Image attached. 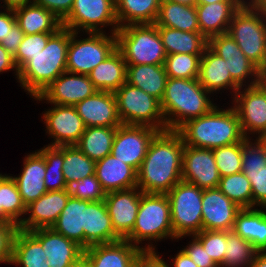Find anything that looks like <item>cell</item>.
Returning <instances> with one entry per match:
<instances>
[{"instance_id": "64", "label": "cell", "mask_w": 266, "mask_h": 267, "mask_svg": "<svg viewBox=\"0 0 266 267\" xmlns=\"http://www.w3.org/2000/svg\"><path fill=\"white\" fill-rule=\"evenodd\" d=\"M73 267H88V265L86 264V262L83 260L80 263H78L77 265L73 266Z\"/></svg>"}, {"instance_id": "23", "label": "cell", "mask_w": 266, "mask_h": 267, "mask_svg": "<svg viewBox=\"0 0 266 267\" xmlns=\"http://www.w3.org/2000/svg\"><path fill=\"white\" fill-rule=\"evenodd\" d=\"M142 252L140 247L121 239L84 249V261L88 267H134Z\"/></svg>"}, {"instance_id": "50", "label": "cell", "mask_w": 266, "mask_h": 267, "mask_svg": "<svg viewBox=\"0 0 266 267\" xmlns=\"http://www.w3.org/2000/svg\"><path fill=\"white\" fill-rule=\"evenodd\" d=\"M17 230V225L0 221V263L11 264L13 241Z\"/></svg>"}, {"instance_id": "25", "label": "cell", "mask_w": 266, "mask_h": 267, "mask_svg": "<svg viewBox=\"0 0 266 267\" xmlns=\"http://www.w3.org/2000/svg\"><path fill=\"white\" fill-rule=\"evenodd\" d=\"M23 161L22 173L17 177H11L19 189L23 203L27 206L47 192L44 183L46 166L44 157L38 151L27 154Z\"/></svg>"}, {"instance_id": "1", "label": "cell", "mask_w": 266, "mask_h": 267, "mask_svg": "<svg viewBox=\"0 0 266 267\" xmlns=\"http://www.w3.org/2000/svg\"><path fill=\"white\" fill-rule=\"evenodd\" d=\"M184 141L177 130L158 131L137 171L143 193L167 194L182 180Z\"/></svg>"}, {"instance_id": "34", "label": "cell", "mask_w": 266, "mask_h": 267, "mask_svg": "<svg viewBox=\"0 0 266 267\" xmlns=\"http://www.w3.org/2000/svg\"><path fill=\"white\" fill-rule=\"evenodd\" d=\"M168 76L164 65H127L126 83L162 100Z\"/></svg>"}, {"instance_id": "43", "label": "cell", "mask_w": 266, "mask_h": 267, "mask_svg": "<svg viewBox=\"0 0 266 267\" xmlns=\"http://www.w3.org/2000/svg\"><path fill=\"white\" fill-rule=\"evenodd\" d=\"M259 251L233 230L227 231L223 267H249Z\"/></svg>"}, {"instance_id": "20", "label": "cell", "mask_w": 266, "mask_h": 267, "mask_svg": "<svg viewBox=\"0 0 266 267\" xmlns=\"http://www.w3.org/2000/svg\"><path fill=\"white\" fill-rule=\"evenodd\" d=\"M251 139L242 141V172L251 183L255 208L266 203V146L258 138Z\"/></svg>"}, {"instance_id": "29", "label": "cell", "mask_w": 266, "mask_h": 267, "mask_svg": "<svg viewBox=\"0 0 266 267\" xmlns=\"http://www.w3.org/2000/svg\"><path fill=\"white\" fill-rule=\"evenodd\" d=\"M118 240L104 200L91 201L85 209V249Z\"/></svg>"}, {"instance_id": "9", "label": "cell", "mask_w": 266, "mask_h": 267, "mask_svg": "<svg viewBox=\"0 0 266 267\" xmlns=\"http://www.w3.org/2000/svg\"><path fill=\"white\" fill-rule=\"evenodd\" d=\"M115 96L122 124L149 126L158 131L166 130L158 99L128 83H124L115 92Z\"/></svg>"}, {"instance_id": "31", "label": "cell", "mask_w": 266, "mask_h": 267, "mask_svg": "<svg viewBox=\"0 0 266 267\" xmlns=\"http://www.w3.org/2000/svg\"><path fill=\"white\" fill-rule=\"evenodd\" d=\"M91 201H84L72 196L51 227L55 232L78 243L85 249V209Z\"/></svg>"}, {"instance_id": "47", "label": "cell", "mask_w": 266, "mask_h": 267, "mask_svg": "<svg viewBox=\"0 0 266 267\" xmlns=\"http://www.w3.org/2000/svg\"><path fill=\"white\" fill-rule=\"evenodd\" d=\"M219 266L223 267L224 252L227 245V231L202 230L193 235Z\"/></svg>"}, {"instance_id": "33", "label": "cell", "mask_w": 266, "mask_h": 267, "mask_svg": "<svg viewBox=\"0 0 266 267\" xmlns=\"http://www.w3.org/2000/svg\"><path fill=\"white\" fill-rule=\"evenodd\" d=\"M232 230L259 252H266V211L262 208L241 209Z\"/></svg>"}, {"instance_id": "21", "label": "cell", "mask_w": 266, "mask_h": 267, "mask_svg": "<svg viewBox=\"0 0 266 267\" xmlns=\"http://www.w3.org/2000/svg\"><path fill=\"white\" fill-rule=\"evenodd\" d=\"M69 189L47 191L36 201L26 206L28 217L22 220L18 229L31 231L40 228H51L58 219L70 197Z\"/></svg>"}, {"instance_id": "35", "label": "cell", "mask_w": 266, "mask_h": 267, "mask_svg": "<svg viewBox=\"0 0 266 267\" xmlns=\"http://www.w3.org/2000/svg\"><path fill=\"white\" fill-rule=\"evenodd\" d=\"M156 26L174 28L185 32H200L195 6L161 0Z\"/></svg>"}, {"instance_id": "24", "label": "cell", "mask_w": 266, "mask_h": 267, "mask_svg": "<svg viewBox=\"0 0 266 267\" xmlns=\"http://www.w3.org/2000/svg\"><path fill=\"white\" fill-rule=\"evenodd\" d=\"M241 209L218 188L203 189V230H232L236 215Z\"/></svg>"}, {"instance_id": "16", "label": "cell", "mask_w": 266, "mask_h": 267, "mask_svg": "<svg viewBox=\"0 0 266 267\" xmlns=\"http://www.w3.org/2000/svg\"><path fill=\"white\" fill-rule=\"evenodd\" d=\"M97 90L88 75L65 71L43 92L33 97L35 100L52 104L75 106L78 102L92 96Z\"/></svg>"}, {"instance_id": "49", "label": "cell", "mask_w": 266, "mask_h": 267, "mask_svg": "<svg viewBox=\"0 0 266 267\" xmlns=\"http://www.w3.org/2000/svg\"><path fill=\"white\" fill-rule=\"evenodd\" d=\"M68 189L72 197L84 201L104 200L106 195L95 174L71 184Z\"/></svg>"}, {"instance_id": "3", "label": "cell", "mask_w": 266, "mask_h": 267, "mask_svg": "<svg viewBox=\"0 0 266 267\" xmlns=\"http://www.w3.org/2000/svg\"><path fill=\"white\" fill-rule=\"evenodd\" d=\"M177 131L185 145L212 150L245 139L233 106L225 110L216 105L209 113L187 121Z\"/></svg>"}, {"instance_id": "48", "label": "cell", "mask_w": 266, "mask_h": 267, "mask_svg": "<svg viewBox=\"0 0 266 267\" xmlns=\"http://www.w3.org/2000/svg\"><path fill=\"white\" fill-rule=\"evenodd\" d=\"M54 33H38L33 35L25 34L18 48V51L13 56L14 63L19 70L30 57L37 55L46 46L48 39Z\"/></svg>"}, {"instance_id": "12", "label": "cell", "mask_w": 266, "mask_h": 267, "mask_svg": "<svg viewBox=\"0 0 266 267\" xmlns=\"http://www.w3.org/2000/svg\"><path fill=\"white\" fill-rule=\"evenodd\" d=\"M233 96V108L239 117L244 137L251 138V134H256V138L260 139L266 134V94L254 85L241 87Z\"/></svg>"}, {"instance_id": "53", "label": "cell", "mask_w": 266, "mask_h": 267, "mask_svg": "<svg viewBox=\"0 0 266 267\" xmlns=\"http://www.w3.org/2000/svg\"><path fill=\"white\" fill-rule=\"evenodd\" d=\"M24 32L16 23L11 30H9L8 35L6 38L0 42V44L11 54L15 55L18 51V48L23 40Z\"/></svg>"}, {"instance_id": "55", "label": "cell", "mask_w": 266, "mask_h": 267, "mask_svg": "<svg viewBox=\"0 0 266 267\" xmlns=\"http://www.w3.org/2000/svg\"><path fill=\"white\" fill-rule=\"evenodd\" d=\"M4 12H0V42L9 33V30L17 23L14 11L12 9H3Z\"/></svg>"}, {"instance_id": "14", "label": "cell", "mask_w": 266, "mask_h": 267, "mask_svg": "<svg viewBox=\"0 0 266 267\" xmlns=\"http://www.w3.org/2000/svg\"><path fill=\"white\" fill-rule=\"evenodd\" d=\"M208 47L227 62L231 78L240 87L256 85L261 70L244 55L228 33L210 37ZM248 78H251V81ZM245 79L249 80L250 84Z\"/></svg>"}, {"instance_id": "65", "label": "cell", "mask_w": 266, "mask_h": 267, "mask_svg": "<svg viewBox=\"0 0 266 267\" xmlns=\"http://www.w3.org/2000/svg\"><path fill=\"white\" fill-rule=\"evenodd\" d=\"M260 140L263 142V144L266 146V134L263 135Z\"/></svg>"}, {"instance_id": "59", "label": "cell", "mask_w": 266, "mask_h": 267, "mask_svg": "<svg viewBox=\"0 0 266 267\" xmlns=\"http://www.w3.org/2000/svg\"><path fill=\"white\" fill-rule=\"evenodd\" d=\"M250 2L245 1V3L256 11H261L263 13H266V0H249Z\"/></svg>"}, {"instance_id": "5", "label": "cell", "mask_w": 266, "mask_h": 267, "mask_svg": "<svg viewBox=\"0 0 266 267\" xmlns=\"http://www.w3.org/2000/svg\"><path fill=\"white\" fill-rule=\"evenodd\" d=\"M168 237L174 239L168 196L142 192L135 225L125 239L143 251H155L156 247L151 240L156 243ZM145 240L151 244L144 247L138 245Z\"/></svg>"}, {"instance_id": "58", "label": "cell", "mask_w": 266, "mask_h": 267, "mask_svg": "<svg viewBox=\"0 0 266 267\" xmlns=\"http://www.w3.org/2000/svg\"><path fill=\"white\" fill-rule=\"evenodd\" d=\"M4 2L3 8L5 9H17L27 4L33 3L34 0H2Z\"/></svg>"}, {"instance_id": "28", "label": "cell", "mask_w": 266, "mask_h": 267, "mask_svg": "<svg viewBox=\"0 0 266 267\" xmlns=\"http://www.w3.org/2000/svg\"><path fill=\"white\" fill-rule=\"evenodd\" d=\"M198 80L211 94L217 91L220 92L221 89H231L235 95L241 88L231 78L227 62L209 47L205 49L204 54L201 56Z\"/></svg>"}, {"instance_id": "10", "label": "cell", "mask_w": 266, "mask_h": 267, "mask_svg": "<svg viewBox=\"0 0 266 267\" xmlns=\"http://www.w3.org/2000/svg\"><path fill=\"white\" fill-rule=\"evenodd\" d=\"M87 38L77 39L78 32L70 30L66 70L71 73L88 75L117 48V36L106 32H89Z\"/></svg>"}, {"instance_id": "2", "label": "cell", "mask_w": 266, "mask_h": 267, "mask_svg": "<svg viewBox=\"0 0 266 267\" xmlns=\"http://www.w3.org/2000/svg\"><path fill=\"white\" fill-rule=\"evenodd\" d=\"M70 29L60 28L37 55L30 57L19 70L18 81L30 96L40 95L66 70Z\"/></svg>"}, {"instance_id": "60", "label": "cell", "mask_w": 266, "mask_h": 267, "mask_svg": "<svg viewBox=\"0 0 266 267\" xmlns=\"http://www.w3.org/2000/svg\"><path fill=\"white\" fill-rule=\"evenodd\" d=\"M249 267H266V252H259Z\"/></svg>"}, {"instance_id": "45", "label": "cell", "mask_w": 266, "mask_h": 267, "mask_svg": "<svg viewBox=\"0 0 266 267\" xmlns=\"http://www.w3.org/2000/svg\"><path fill=\"white\" fill-rule=\"evenodd\" d=\"M203 54H169L164 67L168 78L198 79Z\"/></svg>"}, {"instance_id": "30", "label": "cell", "mask_w": 266, "mask_h": 267, "mask_svg": "<svg viewBox=\"0 0 266 267\" xmlns=\"http://www.w3.org/2000/svg\"><path fill=\"white\" fill-rule=\"evenodd\" d=\"M126 75L127 64L121 51L116 48L88 74V77L97 91L115 93L126 83Z\"/></svg>"}, {"instance_id": "51", "label": "cell", "mask_w": 266, "mask_h": 267, "mask_svg": "<svg viewBox=\"0 0 266 267\" xmlns=\"http://www.w3.org/2000/svg\"><path fill=\"white\" fill-rule=\"evenodd\" d=\"M183 250L195 262L198 267H219L203 248L202 244L194 237Z\"/></svg>"}, {"instance_id": "13", "label": "cell", "mask_w": 266, "mask_h": 267, "mask_svg": "<svg viewBox=\"0 0 266 267\" xmlns=\"http://www.w3.org/2000/svg\"><path fill=\"white\" fill-rule=\"evenodd\" d=\"M157 132L149 126L122 124L116 129L111 154L138 171Z\"/></svg>"}, {"instance_id": "39", "label": "cell", "mask_w": 266, "mask_h": 267, "mask_svg": "<svg viewBox=\"0 0 266 267\" xmlns=\"http://www.w3.org/2000/svg\"><path fill=\"white\" fill-rule=\"evenodd\" d=\"M118 127H86L75 144L87 157L95 162L111 154L112 144Z\"/></svg>"}, {"instance_id": "62", "label": "cell", "mask_w": 266, "mask_h": 267, "mask_svg": "<svg viewBox=\"0 0 266 267\" xmlns=\"http://www.w3.org/2000/svg\"><path fill=\"white\" fill-rule=\"evenodd\" d=\"M170 1L180 3L183 5H188V6H196L197 0H170Z\"/></svg>"}, {"instance_id": "17", "label": "cell", "mask_w": 266, "mask_h": 267, "mask_svg": "<svg viewBox=\"0 0 266 267\" xmlns=\"http://www.w3.org/2000/svg\"><path fill=\"white\" fill-rule=\"evenodd\" d=\"M220 178L212 149L184 145L182 181L210 189L218 188Z\"/></svg>"}, {"instance_id": "61", "label": "cell", "mask_w": 266, "mask_h": 267, "mask_svg": "<svg viewBox=\"0 0 266 267\" xmlns=\"http://www.w3.org/2000/svg\"><path fill=\"white\" fill-rule=\"evenodd\" d=\"M256 85L266 94V70L259 72Z\"/></svg>"}, {"instance_id": "7", "label": "cell", "mask_w": 266, "mask_h": 267, "mask_svg": "<svg viewBox=\"0 0 266 267\" xmlns=\"http://www.w3.org/2000/svg\"><path fill=\"white\" fill-rule=\"evenodd\" d=\"M227 33L253 64L266 70V13L244 2L233 14Z\"/></svg>"}, {"instance_id": "11", "label": "cell", "mask_w": 266, "mask_h": 267, "mask_svg": "<svg viewBox=\"0 0 266 267\" xmlns=\"http://www.w3.org/2000/svg\"><path fill=\"white\" fill-rule=\"evenodd\" d=\"M110 25L111 33L116 34L120 27L115 0H74L71 12L62 21V27L79 33H103V28Z\"/></svg>"}, {"instance_id": "41", "label": "cell", "mask_w": 266, "mask_h": 267, "mask_svg": "<svg viewBox=\"0 0 266 267\" xmlns=\"http://www.w3.org/2000/svg\"><path fill=\"white\" fill-rule=\"evenodd\" d=\"M63 175L67 186L95 174V161L81 152L76 145H64Z\"/></svg>"}, {"instance_id": "4", "label": "cell", "mask_w": 266, "mask_h": 267, "mask_svg": "<svg viewBox=\"0 0 266 267\" xmlns=\"http://www.w3.org/2000/svg\"><path fill=\"white\" fill-rule=\"evenodd\" d=\"M209 94L198 79L168 78L160 101L166 130H178L187 121L209 113L216 106Z\"/></svg>"}, {"instance_id": "37", "label": "cell", "mask_w": 266, "mask_h": 267, "mask_svg": "<svg viewBox=\"0 0 266 267\" xmlns=\"http://www.w3.org/2000/svg\"><path fill=\"white\" fill-rule=\"evenodd\" d=\"M161 0H115L119 27L131 24H155Z\"/></svg>"}, {"instance_id": "40", "label": "cell", "mask_w": 266, "mask_h": 267, "mask_svg": "<svg viewBox=\"0 0 266 267\" xmlns=\"http://www.w3.org/2000/svg\"><path fill=\"white\" fill-rule=\"evenodd\" d=\"M26 215L15 181L9 175L0 174V221L10 222L19 226ZM23 217V218H22Z\"/></svg>"}, {"instance_id": "8", "label": "cell", "mask_w": 266, "mask_h": 267, "mask_svg": "<svg viewBox=\"0 0 266 267\" xmlns=\"http://www.w3.org/2000/svg\"><path fill=\"white\" fill-rule=\"evenodd\" d=\"M202 194L203 189L182 180L166 194L175 240L203 230Z\"/></svg>"}, {"instance_id": "6", "label": "cell", "mask_w": 266, "mask_h": 267, "mask_svg": "<svg viewBox=\"0 0 266 267\" xmlns=\"http://www.w3.org/2000/svg\"><path fill=\"white\" fill-rule=\"evenodd\" d=\"M127 65H164L167 56L155 24H131L116 32Z\"/></svg>"}, {"instance_id": "27", "label": "cell", "mask_w": 266, "mask_h": 267, "mask_svg": "<svg viewBox=\"0 0 266 267\" xmlns=\"http://www.w3.org/2000/svg\"><path fill=\"white\" fill-rule=\"evenodd\" d=\"M95 175L106 193L137 187V171L112 154L95 162Z\"/></svg>"}, {"instance_id": "22", "label": "cell", "mask_w": 266, "mask_h": 267, "mask_svg": "<svg viewBox=\"0 0 266 267\" xmlns=\"http://www.w3.org/2000/svg\"><path fill=\"white\" fill-rule=\"evenodd\" d=\"M74 107L85 127H119L122 125L118 115L116 96L113 92L96 91Z\"/></svg>"}, {"instance_id": "18", "label": "cell", "mask_w": 266, "mask_h": 267, "mask_svg": "<svg viewBox=\"0 0 266 267\" xmlns=\"http://www.w3.org/2000/svg\"><path fill=\"white\" fill-rule=\"evenodd\" d=\"M142 191L137 188L112 191L105 195L106 204L111 223L115 233L125 239L136 222L140 206Z\"/></svg>"}, {"instance_id": "54", "label": "cell", "mask_w": 266, "mask_h": 267, "mask_svg": "<svg viewBox=\"0 0 266 267\" xmlns=\"http://www.w3.org/2000/svg\"><path fill=\"white\" fill-rule=\"evenodd\" d=\"M136 264L139 267H170L162 257L159 256L158 252L155 251H143Z\"/></svg>"}, {"instance_id": "32", "label": "cell", "mask_w": 266, "mask_h": 267, "mask_svg": "<svg viewBox=\"0 0 266 267\" xmlns=\"http://www.w3.org/2000/svg\"><path fill=\"white\" fill-rule=\"evenodd\" d=\"M13 11L16 22L24 34L56 33L62 28V21L60 19L49 10L34 2Z\"/></svg>"}, {"instance_id": "63", "label": "cell", "mask_w": 266, "mask_h": 267, "mask_svg": "<svg viewBox=\"0 0 266 267\" xmlns=\"http://www.w3.org/2000/svg\"><path fill=\"white\" fill-rule=\"evenodd\" d=\"M220 1H245V0H197L196 4H211Z\"/></svg>"}, {"instance_id": "57", "label": "cell", "mask_w": 266, "mask_h": 267, "mask_svg": "<svg viewBox=\"0 0 266 267\" xmlns=\"http://www.w3.org/2000/svg\"><path fill=\"white\" fill-rule=\"evenodd\" d=\"M170 259H173V267H198L183 249L176 254L175 258Z\"/></svg>"}, {"instance_id": "36", "label": "cell", "mask_w": 266, "mask_h": 267, "mask_svg": "<svg viewBox=\"0 0 266 267\" xmlns=\"http://www.w3.org/2000/svg\"><path fill=\"white\" fill-rule=\"evenodd\" d=\"M167 55L204 54L208 39L200 32H185L174 28L157 26Z\"/></svg>"}, {"instance_id": "52", "label": "cell", "mask_w": 266, "mask_h": 267, "mask_svg": "<svg viewBox=\"0 0 266 267\" xmlns=\"http://www.w3.org/2000/svg\"><path fill=\"white\" fill-rule=\"evenodd\" d=\"M33 2L49 10L63 21L71 12L74 0H34Z\"/></svg>"}, {"instance_id": "56", "label": "cell", "mask_w": 266, "mask_h": 267, "mask_svg": "<svg viewBox=\"0 0 266 267\" xmlns=\"http://www.w3.org/2000/svg\"><path fill=\"white\" fill-rule=\"evenodd\" d=\"M15 71V75L18 78V69L14 63L13 55H11L1 44H0V73L6 71Z\"/></svg>"}, {"instance_id": "46", "label": "cell", "mask_w": 266, "mask_h": 267, "mask_svg": "<svg viewBox=\"0 0 266 267\" xmlns=\"http://www.w3.org/2000/svg\"><path fill=\"white\" fill-rule=\"evenodd\" d=\"M220 177L242 171V142L213 149Z\"/></svg>"}, {"instance_id": "19", "label": "cell", "mask_w": 266, "mask_h": 267, "mask_svg": "<svg viewBox=\"0 0 266 267\" xmlns=\"http://www.w3.org/2000/svg\"><path fill=\"white\" fill-rule=\"evenodd\" d=\"M29 232L41 243L49 267H73L84 260V248L52 228Z\"/></svg>"}, {"instance_id": "38", "label": "cell", "mask_w": 266, "mask_h": 267, "mask_svg": "<svg viewBox=\"0 0 266 267\" xmlns=\"http://www.w3.org/2000/svg\"><path fill=\"white\" fill-rule=\"evenodd\" d=\"M22 267H49L41 243L29 232L18 229L12 250L10 265Z\"/></svg>"}, {"instance_id": "15", "label": "cell", "mask_w": 266, "mask_h": 267, "mask_svg": "<svg viewBox=\"0 0 266 267\" xmlns=\"http://www.w3.org/2000/svg\"><path fill=\"white\" fill-rule=\"evenodd\" d=\"M53 105L43 114L46 133L54 141L48 146L75 145L86 128L82 118L74 106Z\"/></svg>"}, {"instance_id": "66", "label": "cell", "mask_w": 266, "mask_h": 267, "mask_svg": "<svg viewBox=\"0 0 266 267\" xmlns=\"http://www.w3.org/2000/svg\"><path fill=\"white\" fill-rule=\"evenodd\" d=\"M263 210H266V203L261 207Z\"/></svg>"}, {"instance_id": "44", "label": "cell", "mask_w": 266, "mask_h": 267, "mask_svg": "<svg viewBox=\"0 0 266 267\" xmlns=\"http://www.w3.org/2000/svg\"><path fill=\"white\" fill-rule=\"evenodd\" d=\"M218 189L240 208H253L251 183L242 171L221 177Z\"/></svg>"}, {"instance_id": "42", "label": "cell", "mask_w": 266, "mask_h": 267, "mask_svg": "<svg viewBox=\"0 0 266 267\" xmlns=\"http://www.w3.org/2000/svg\"><path fill=\"white\" fill-rule=\"evenodd\" d=\"M45 160L46 174L44 183L47 191H56L68 189L62 166L64 163V145L62 146H44L37 150Z\"/></svg>"}, {"instance_id": "26", "label": "cell", "mask_w": 266, "mask_h": 267, "mask_svg": "<svg viewBox=\"0 0 266 267\" xmlns=\"http://www.w3.org/2000/svg\"><path fill=\"white\" fill-rule=\"evenodd\" d=\"M245 1H220L211 4H196L200 33L207 39L226 34L233 14Z\"/></svg>"}]
</instances>
